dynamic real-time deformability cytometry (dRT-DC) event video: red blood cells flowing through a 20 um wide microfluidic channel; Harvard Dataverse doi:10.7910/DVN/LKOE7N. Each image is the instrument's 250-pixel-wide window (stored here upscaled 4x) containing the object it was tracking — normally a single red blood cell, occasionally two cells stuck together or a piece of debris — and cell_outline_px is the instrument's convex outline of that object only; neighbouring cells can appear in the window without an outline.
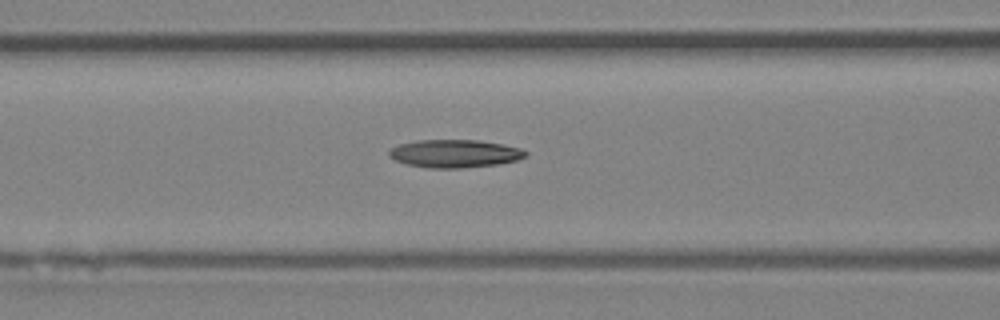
{"species": "Egyptian fruit bat (a non-hibernating species)", "species_latin": "Rousettus aegyptiacus", "temperature_condition": "room temperature", "stored_images_in_passage": 4, "camera_frame_rate_fps": 3000, "um_per_image_px": 0.085, "animal": {"sex": "female"}, "frame": {"image": 1, "passage_image": 4, "time_ms": 3.667, "image_size_px": [1000, 320], "cell_outline_px": [[528, 156], [516, 160], [500, 164], [460, 168], [428, 168], [408, 164], [396, 160], [388, 156], [388, 152], [392, 148], [400, 144], [420, 140], [480, 140], [520, 148], [528, 152]], "centroid_in_image_um": [38.68, 13.06], "position_along_channel_um": 127.9, "area_um2": 22.14}}